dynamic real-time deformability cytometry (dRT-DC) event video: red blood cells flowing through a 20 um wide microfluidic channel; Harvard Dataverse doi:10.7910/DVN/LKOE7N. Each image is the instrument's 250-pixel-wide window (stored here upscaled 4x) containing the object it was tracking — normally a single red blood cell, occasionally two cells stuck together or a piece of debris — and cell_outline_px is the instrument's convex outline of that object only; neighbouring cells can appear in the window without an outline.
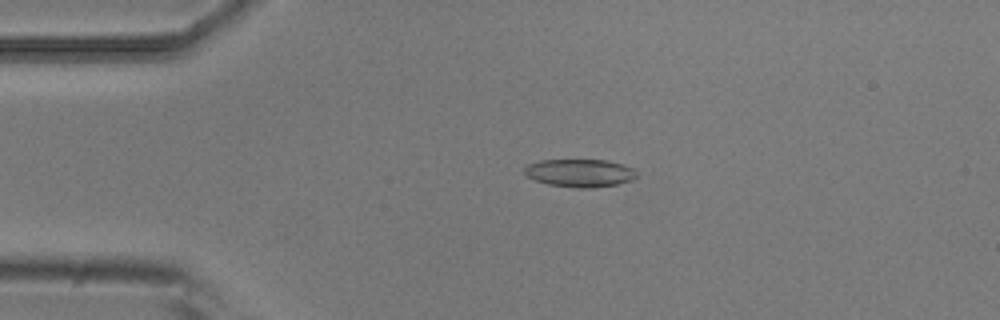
{"species": "common noctule bat (a hibernating species)", "species_latin": "Nyctalus noctula", "temperature_condition": "room temperature", "stored_images_in_passage": 5, "camera_frame_rate_fps": 3000, "um_per_image_px": 0.085, "animal": {"sex": "male", "body_mass_g": 20.5, "forearm_length_mm": 52.5}, "frame": {"image": 1, "passage_image": 4, "time_ms": 1.0, "image_size_px": [1000, 320], "cell_outline_px": [[636, 176], [632, 180], [616, 184], [588, 188], [576, 188], [548, 184], [536, 180], [528, 176], [524, 172], [524, 168], [528, 164], [540, 160], [608, 160], [624, 164], [632, 168], [636, 172]], "centroid_in_image_um": [49.29, 14.69], "position_along_channel_um": 35.7, "area_um2": 18.15}}